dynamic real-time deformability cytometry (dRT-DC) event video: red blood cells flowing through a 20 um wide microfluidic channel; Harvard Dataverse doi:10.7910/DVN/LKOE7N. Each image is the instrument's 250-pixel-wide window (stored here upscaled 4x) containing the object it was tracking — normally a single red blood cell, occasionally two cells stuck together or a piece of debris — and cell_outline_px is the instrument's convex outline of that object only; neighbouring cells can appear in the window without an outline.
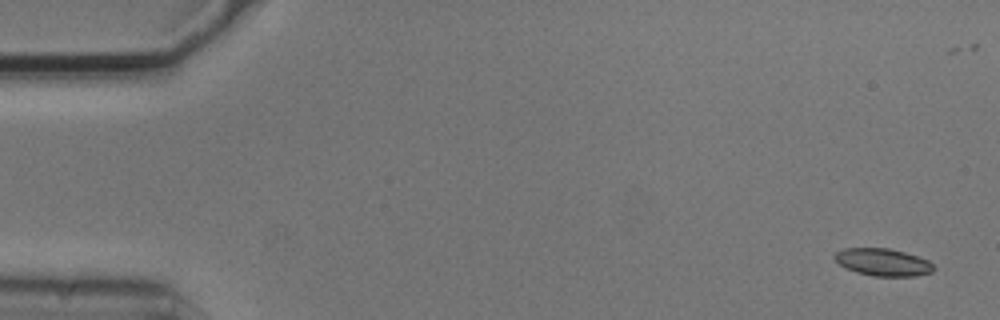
{"species": "common noctule bat (a hibernating species)", "species_latin": "Nyctalus noctula", "temperature_condition": "cold", "stored_images_in_passage": 5, "camera_frame_rate_fps": 3000, "um_per_image_px": 0.085, "animal": {"sex": "male", "body_mass_g": 20.5, "forearm_length_mm": 52.5}, "frame": {"image": 1, "passage_image": 1, "time_ms": 0.0, "image_size_px": [1000, 320], "cell_outline_px": [[936, 268], [932, 272], [916, 276], [872, 276], [856, 272], [840, 264], [832, 256], [836, 252], [844, 248], [888, 248], [904, 252], [928, 260]], "centroid_in_image_um": [75.06, 22.29], "position_along_channel_um": 9.9, "area_um2": 15.72}}